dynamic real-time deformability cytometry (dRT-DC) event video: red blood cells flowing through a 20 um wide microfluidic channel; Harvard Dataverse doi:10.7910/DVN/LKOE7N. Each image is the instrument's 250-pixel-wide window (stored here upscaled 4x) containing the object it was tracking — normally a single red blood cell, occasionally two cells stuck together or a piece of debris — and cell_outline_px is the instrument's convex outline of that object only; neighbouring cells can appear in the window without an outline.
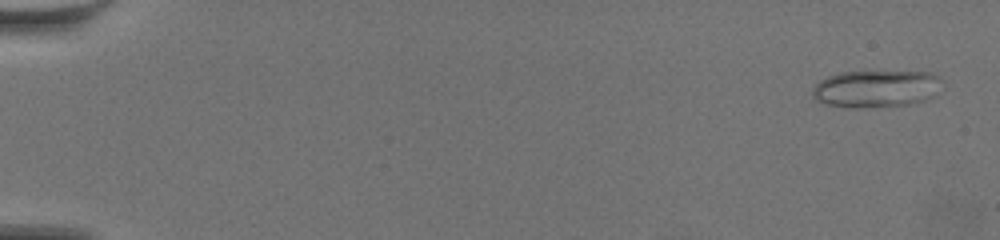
{"species": "common noctule bat (a hibernating species)", "species_latin": "Nyctalus noctula", "temperature_condition": "warm", "stored_images_in_passage": 9, "camera_frame_rate_fps": 3000, "um_per_image_px": 0.085, "animal": {"sex": "female", "body_mass_g": 19.5, "forearm_length_mm": 54.1}, "frame": {"image": 1, "passage_image": 1, "time_ms": 0.0, "image_size_px": [1000, 240], "cell_outline_px": [[940, 80], [936, 96], [924, 100], [908, 104], [856, 108], [852, 108], [824, 104], [816, 100], [812, 96], [812, 88], [820, 80], [828, 76], [840, 72], [932, 72], [940, 76]], "centroid_in_image_um": [74.44, 7.54], "position_along_channel_um": 10.6, "area_um2": 28.03}}
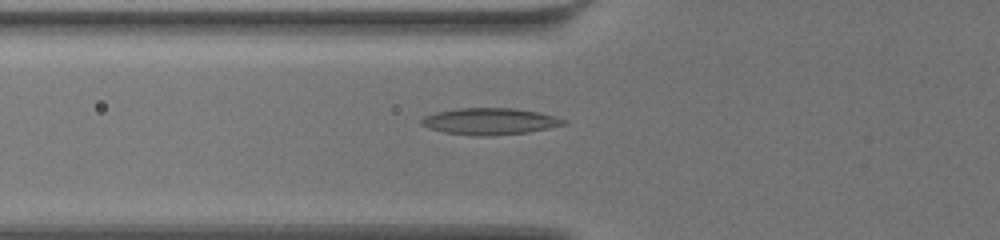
{"frame": {"image": 2, "passage_image": 9, "time_ms": 2.667, "image_size_px": [1000, 240], "cell_outline_px": [[568, 124], [528, 132], [488, 136], [476, 136], [444, 132], [428, 128], [420, 124], [420, 120], [424, 116], [436, 112], [456, 108], [512, 108], [540, 112], [564, 120]], "centroid_in_image_um": [41.59, 10.31], "position_along_channel_um": 84.2, "area_um2": 22.02}}